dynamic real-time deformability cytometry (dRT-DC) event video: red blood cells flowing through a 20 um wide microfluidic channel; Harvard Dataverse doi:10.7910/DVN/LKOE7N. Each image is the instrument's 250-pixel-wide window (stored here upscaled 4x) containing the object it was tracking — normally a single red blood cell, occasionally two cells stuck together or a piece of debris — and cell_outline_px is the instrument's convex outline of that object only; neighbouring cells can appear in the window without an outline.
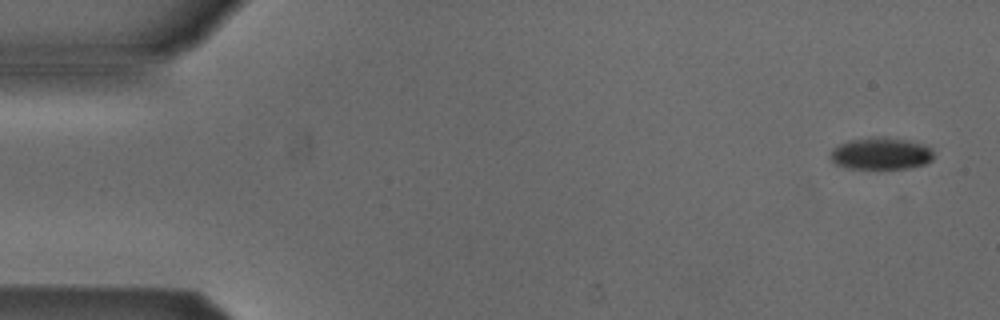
{"species": "Egyptian fruit bat (a non-hibernating species)", "species_latin": "Rousettus aegyptiacus", "temperature_condition": "cold", "stored_images_in_passage": 6, "camera_frame_rate_fps": 3000, "um_per_image_px": 0.085, "animal": {"sex": "male"}, "frame": {"image": 1, "passage_image": 1, "time_ms": 0.0, "image_size_px": [1000, 320], "cell_outline_px": [[932, 160], [924, 164], [908, 168], [848, 168], [836, 164], [828, 156], [832, 148], [848, 140], [872, 136], [884, 136], [908, 140], [924, 144], [932, 148]], "centroid_in_image_um": [74.86, 13.02], "position_along_channel_um": 10.1, "area_um2": 19.48}}
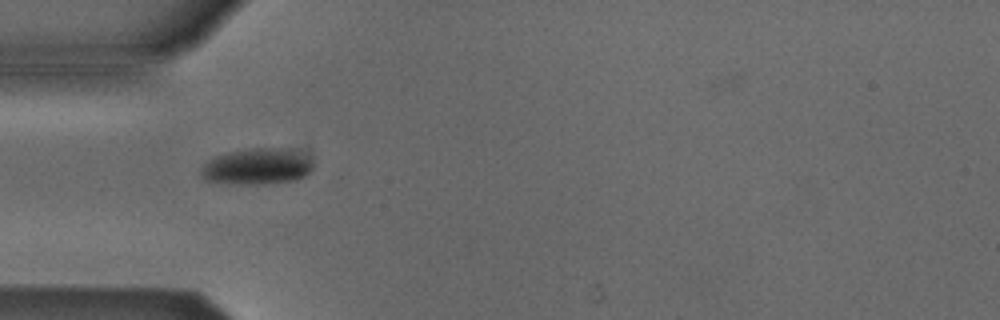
{"frame": {"image": 2, "passage_image": 5, "time_ms": 4.667, "image_size_px": [1000, 320], "cell_outline_px": [[312, 168], [304, 176], [296, 180], [264, 184], [236, 184], [204, 180], [200, 176], [200, 168], [208, 160], [216, 156], [228, 152], [252, 148], [280, 148], [308, 156], [312, 160]], "centroid_in_image_um": [21.8, 14.16], "position_along_channel_um": 63.2, "area_um2": 23.52}}